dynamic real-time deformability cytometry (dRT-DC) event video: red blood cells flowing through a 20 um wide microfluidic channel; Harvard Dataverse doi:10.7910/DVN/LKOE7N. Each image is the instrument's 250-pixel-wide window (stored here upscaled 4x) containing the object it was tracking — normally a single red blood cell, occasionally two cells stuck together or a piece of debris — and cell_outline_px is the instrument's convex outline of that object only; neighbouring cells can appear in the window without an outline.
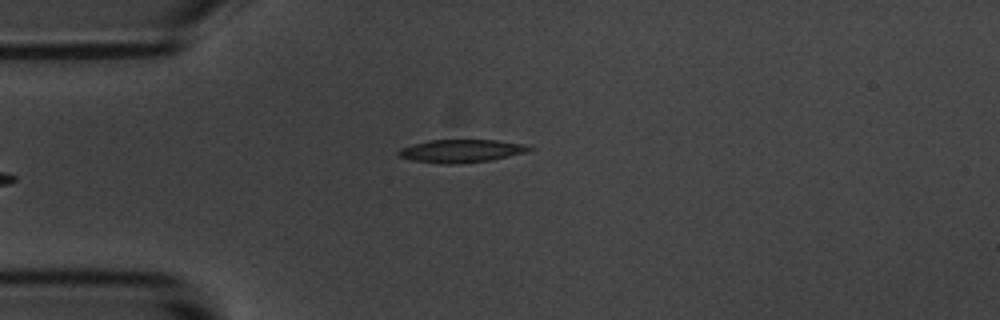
{"species": "common noctule bat (a hibernating species)", "species_latin": "Nyctalus noctula", "temperature_condition": "room temperature", "stored_images_in_passage": 4, "camera_frame_rate_fps": 3000, "um_per_image_px": 0.085, "animal": {"sex": "male", "body_mass_g": 20.1, "forearm_length_mm": 53.5}, "frame": {"image": 1, "passage_image": 4, "time_ms": 3.333, "image_size_px": [1000, 320], "cell_outline_px": [[536, 148], [528, 152], [492, 160], [456, 164], [440, 164], [412, 160], [396, 156], [396, 152], [400, 148], [412, 144], [432, 140], [496, 140], [528, 144]], "centroid_in_image_um": [39.23, 12.83], "position_along_channel_um": 45.8, "area_um2": 17.86}}